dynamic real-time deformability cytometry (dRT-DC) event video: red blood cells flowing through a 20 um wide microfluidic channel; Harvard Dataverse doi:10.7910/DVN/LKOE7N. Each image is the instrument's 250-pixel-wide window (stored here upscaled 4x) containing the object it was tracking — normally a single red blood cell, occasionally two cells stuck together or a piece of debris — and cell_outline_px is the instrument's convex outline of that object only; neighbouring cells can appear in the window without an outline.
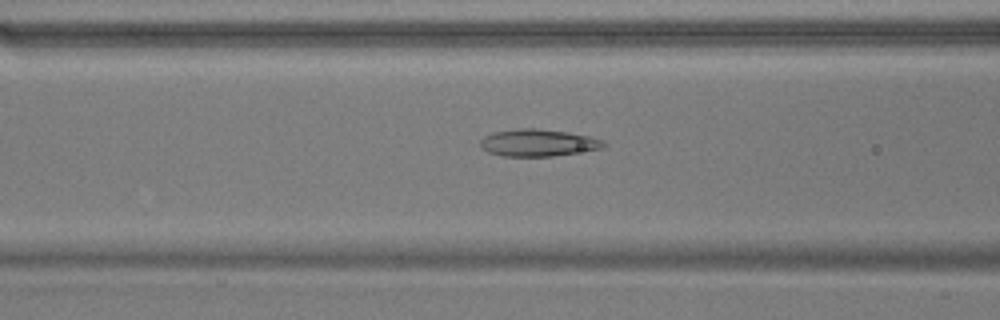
{"species": "common noctule bat (a hibernating species)", "species_latin": "Nyctalus noctula", "temperature_condition": "warm", "stored_images_in_passage": 37, "camera_frame_rate_fps": 3000, "um_per_image_px": 0.085, "animal": {"sex": "male", "body_mass_g": 17.9}, "frame": {"image": 1, "passage_image": 5, "time_ms": 1.333, "image_size_px": [1000, 320], "cell_outline_px": [[608, 144], [600, 148], [552, 156], [500, 156], [488, 152], [480, 144], [480, 140], [484, 136], [492, 132], [516, 128], [536, 128], [568, 132], [588, 136], [604, 140]], "centroid_in_image_um": [45.7, 12.12], "position_along_channel_um": 120.9, "area_um2": 19.42}}
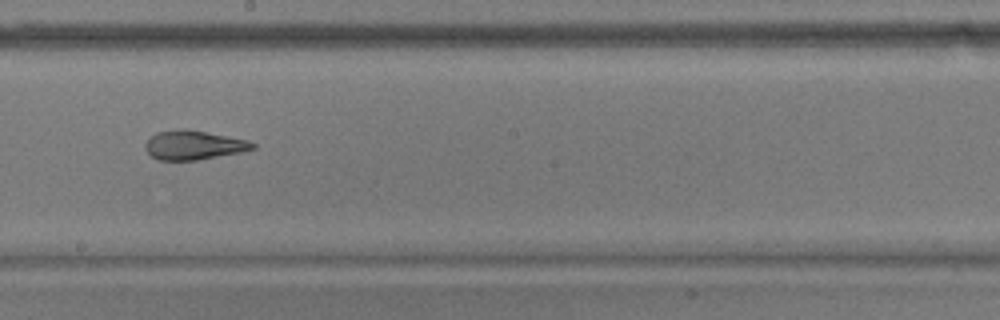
{"frame": {"image": 2, "passage_image": 14, "time_ms": 4.333, "image_size_px": [1000, 320], "cell_outline_px": [[256, 148], [240, 152], [196, 160], [156, 160], [144, 148], [144, 144], [156, 132], [180, 128], [184, 128], [248, 140], [256, 144]], "centroid_in_image_um": [16.44, 12.33], "position_along_channel_um": 231.8, "area_um2": 18.15}}
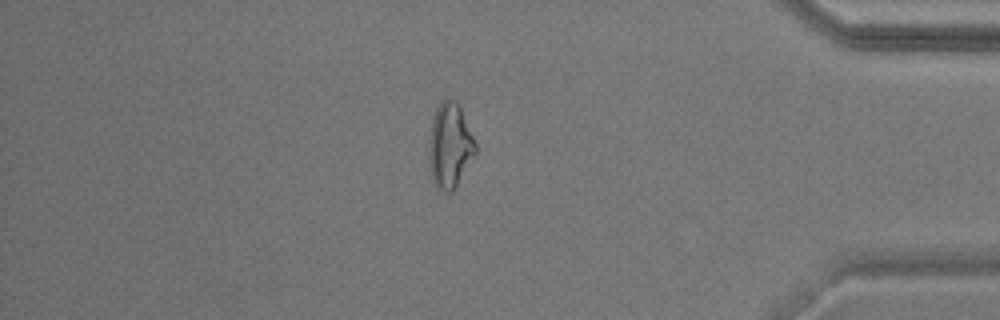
{"frame": {"image": 3, "passage_image": 30, "time_ms": 9.667, "image_size_px": [1000, 320], "cell_outline_px": [[476, 152], [452, 192], [448, 192], [436, 188], [432, 180], [428, 156], [428, 140], [432, 120], [436, 108], [440, 100], [444, 96], [448, 96], [456, 100], [460, 104], [476, 144]], "centroid_in_image_um": [38.21, 12.3], "position_along_channel_um": 397.0, "area_um2": 23.41}}